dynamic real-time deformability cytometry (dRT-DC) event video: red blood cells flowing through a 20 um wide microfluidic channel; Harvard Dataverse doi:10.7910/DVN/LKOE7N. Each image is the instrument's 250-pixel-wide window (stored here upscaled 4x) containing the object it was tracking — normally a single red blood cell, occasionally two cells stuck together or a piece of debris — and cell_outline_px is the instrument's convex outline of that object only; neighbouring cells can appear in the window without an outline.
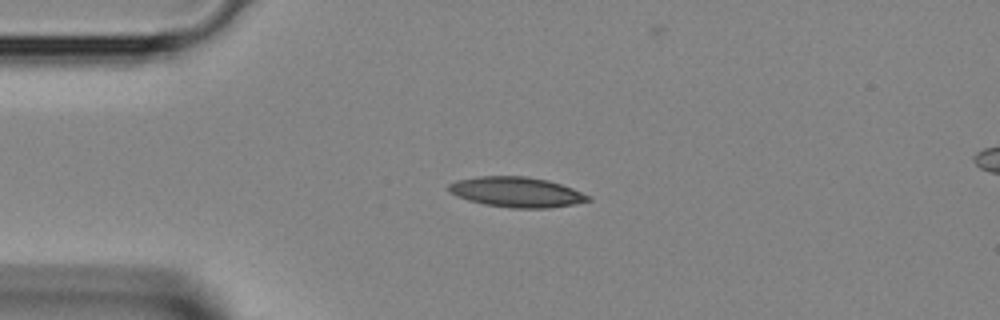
{"species": "Egyptian fruit bat (a non-hibernating species)", "species_latin": "Rousettus aegyptiacus", "temperature_condition": "room temperature", "stored_images_in_passage": 3, "camera_frame_rate_fps": 3000, "um_per_image_px": 0.085, "animal": {"sex": "female"}, "frame": {"image": 1, "passage_image": 2, "time_ms": 0.333, "image_size_px": [1000, 320], "cell_outline_px": [[592, 200], [572, 204], [548, 208], [512, 208], [484, 204], [468, 200], [456, 196], [448, 192], [448, 184], [456, 180], [480, 176], [528, 176], [548, 180], [572, 188], [592, 196]], "centroid_in_image_um": [43.89, 16.32], "position_along_channel_um": 41.1, "area_um2": 24.62}}